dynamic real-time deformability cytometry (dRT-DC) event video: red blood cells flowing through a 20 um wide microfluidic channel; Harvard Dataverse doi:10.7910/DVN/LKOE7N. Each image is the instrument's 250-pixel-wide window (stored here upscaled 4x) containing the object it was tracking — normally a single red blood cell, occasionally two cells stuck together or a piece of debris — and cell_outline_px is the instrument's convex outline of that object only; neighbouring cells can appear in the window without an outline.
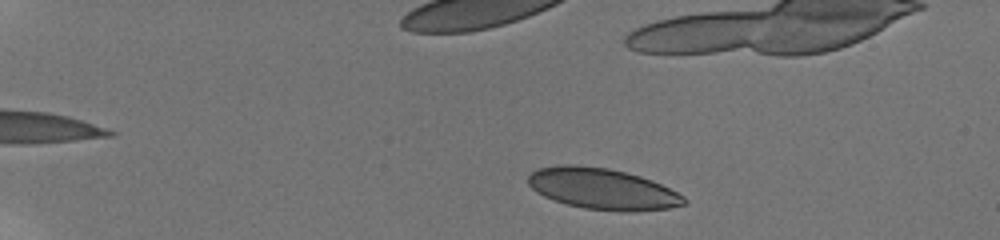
{"species": "human", "species_latin": "Homo sapiens", "temperature_condition": "room temperature", "stored_images_in_passage": 49, "camera_frame_rate_fps": 3000, "um_per_image_px": 0.085, "donor": {"sex": "male"}, "frame": {"image": 1, "passage_image": 4, "time_ms": 1.0, "image_size_px": [1000, 240], "cell_outline_px": [[688, 204], [668, 208], [636, 212], [620, 212], [584, 208], [568, 204], [544, 196], [536, 192], [528, 184], [528, 176], [532, 172], [540, 168], [560, 164], [572, 164], [608, 168], [640, 176], [652, 180], [684, 196], [688, 200]], "centroid_in_image_um": [51.23, 16.06], "position_along_channel_um": 33.8, "area_um2": 37.4}}
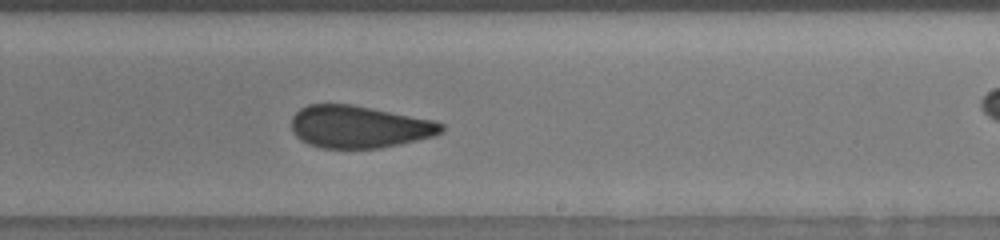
{"frame": {"image": 2, "passage_image": 30, "time_ms": 9.667, "image_size_px": [1000, 240], "cell_outline_px": [[444, 128], [440, 132], [432, 136], [400, 144], [380, 148], [320, 148], [308, 144], [300, 140], [292, 132], [292, 116], [300, 108], [308, 104], [352, 104], [436, 120], [444, 124]], "centroid_in_image_um": [30.5, 10.77], "position_along_channel_um": 258.5, "area_um2": 37.17}}
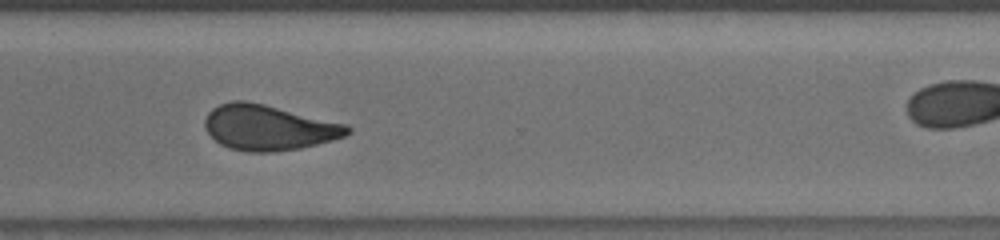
{"frame": {"image": 3, "passage_image": 37, "time_ms": 12.0, "image_size_px": [1000, 240], "cell_outline_px": [[352, 132], [344, 136], [332, 140], [300, 148], [272, 152], [248, 152], [228, 148], [220, 144], [204, 128], [204, 120], [208, 112], [212, 108], [220, 104], [232, 100], [244, 100], [264, 104], [348, 124], [352, 128]], "centroid_in_image_um": [22.83, 10.84], "position_along_channel_um": 347.8, "area_um2": 37.8}}